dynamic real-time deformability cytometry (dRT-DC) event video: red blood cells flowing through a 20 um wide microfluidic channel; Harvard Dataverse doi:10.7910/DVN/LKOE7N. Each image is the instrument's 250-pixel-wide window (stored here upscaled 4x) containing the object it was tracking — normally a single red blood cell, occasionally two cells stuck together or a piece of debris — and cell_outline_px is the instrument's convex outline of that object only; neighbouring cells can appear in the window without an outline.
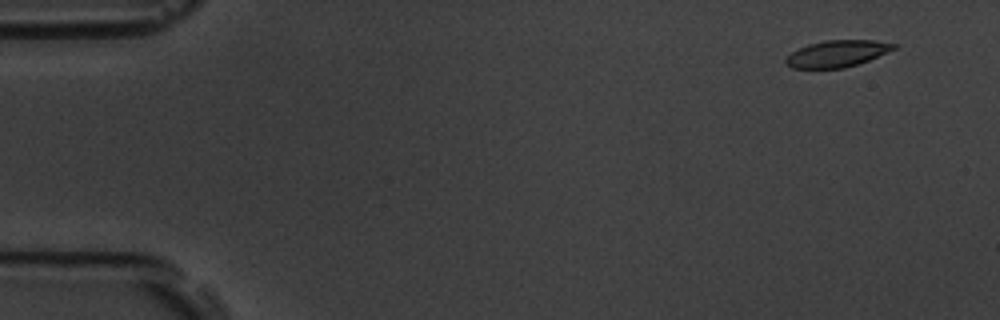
{"species": "common noctule bat (a hibernating species)", "species_latin": "Nyctalus noctula", "temperature_condition": "room temperature", "stored_images_in_passage": 4, "camera_frame_rate_fps": 3000, "um_per_image_px": 0.085, "animal": {"sex": "male", "body_mass_g": 19.5, "forearm_length_mm": 54.6}, "frame": {"image": 1, "passage_image": 1, "time_ms": 0.0, "image_size_px": [1000, 320], "cell_outline_px": [[896, 48], [868, 60], [844, 68], [792, 68], [784, 64], [784, 60], [792, 52], [808, 44], [824, 40], [872, 40], [896, 44]], "centroid_in_image_um": [71.11, 4.56], "position_along_channel_um": 13.9, "area_um2": 16.59}}
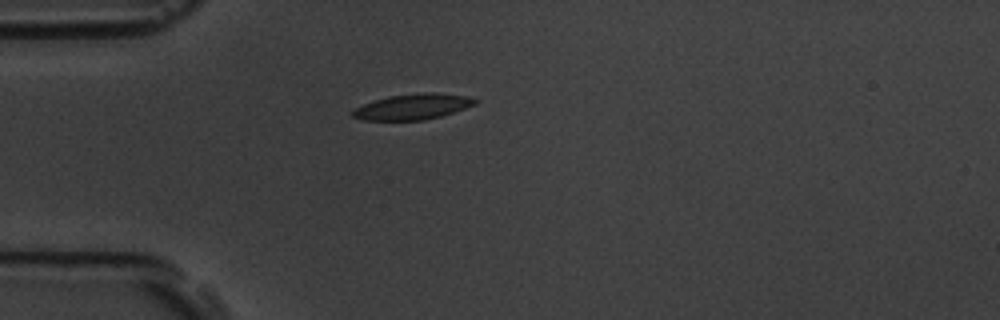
{"frame": {"image": 2, "passage_image": 4, "time_ms": 4.0, "image_size_px": [1000, 320], "cell_outline_px": [[480, 100], [476, 104], [440, 116], [424, 120], [364, 120], [352, 116], [352, 112], [356, 108], [364, 104], [388, 96], [424, 92], [432, 92], [468, 96]], "centroid_in_image_um": [35.12, 9.06], "position_along_channel_um": 49.9, "area_um2": 18.09}}